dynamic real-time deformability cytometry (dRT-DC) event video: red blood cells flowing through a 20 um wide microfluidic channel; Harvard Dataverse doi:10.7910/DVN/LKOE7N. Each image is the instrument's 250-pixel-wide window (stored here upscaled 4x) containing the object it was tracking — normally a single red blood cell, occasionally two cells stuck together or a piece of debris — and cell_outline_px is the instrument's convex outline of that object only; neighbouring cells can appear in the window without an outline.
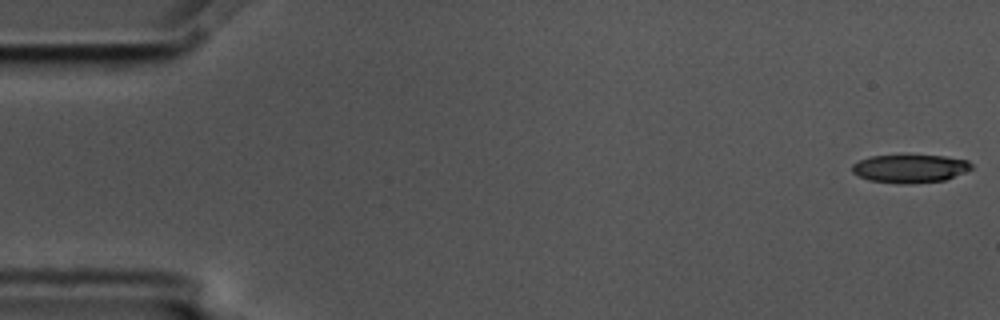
{"species": "common noctule bat (a hibernating species)", "species_latin": "Nyctalus noctula", "temperature_condition": "cold", "stored_images_in_passage": 6, "camera_frame_rate_fps": 3000, "um_per_image_px": 0.085, "animal": {"sex": "male", "body_mass_g": 17.5, "forearm_length_mm": 52.3}, "frame": {"image": 1, "passage_image": 1, "time_ms": 0.0, "image_size_px": [1000, 320], "cell_outline_px": [[972, 168], [964, 172], [944, 180], [908, 184], [904, 184], [868, 180], [852, 172], [852, 164], [860, 160], [872, 156], [944, 156], [968, 160], [972, 164]], "centroid_in_image_um": [77.35, 14.33], "position_along_channel_um": 7.7, "area_um2": 19.31}}